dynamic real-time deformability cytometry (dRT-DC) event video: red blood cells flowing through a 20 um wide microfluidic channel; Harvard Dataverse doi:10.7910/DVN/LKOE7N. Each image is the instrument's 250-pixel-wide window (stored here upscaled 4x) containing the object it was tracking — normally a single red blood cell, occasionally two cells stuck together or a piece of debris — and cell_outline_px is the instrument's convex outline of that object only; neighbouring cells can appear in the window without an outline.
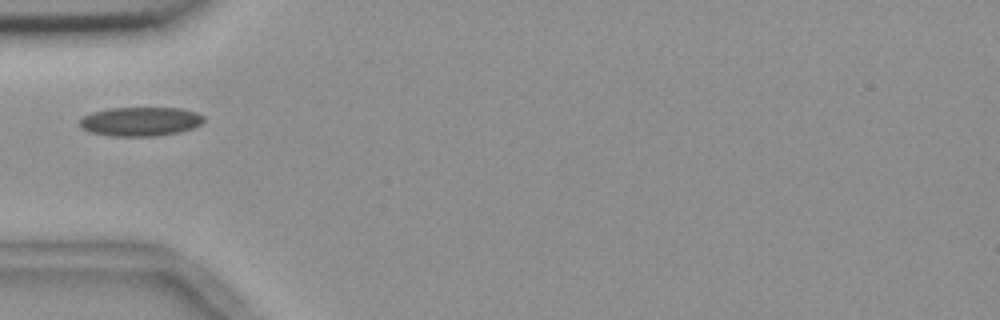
{"species": "common noctule bat (a hibernating species)", "species_latin": "Nyctalus noctula", "temperature_condition": "room temperature", "stored_images_in_passage": 5, "camera_frame_rate_fps": 3000, "um_per_image_px": 0.085, "animal": {"sex": "female", "body_mass_g": 18.4}, "frame": {"image": 1, "passage_image": 1, "time_ms": 0.0, "image_size_px": [1000, 320], "cell_outline_px": [[204, 120], [200, 124], [192, 128], [180, 132], [156, 136], [112, 136], [92, 132], [80, 128], [80, 120], [84, 116], [92, 112], [108, 108], [180, 108], [196, 112], [204, 116]], "centroid_in_image_um": [11.94, 10.32], "position_along_channel_um": 73.1, "area_um2": 20.98}}